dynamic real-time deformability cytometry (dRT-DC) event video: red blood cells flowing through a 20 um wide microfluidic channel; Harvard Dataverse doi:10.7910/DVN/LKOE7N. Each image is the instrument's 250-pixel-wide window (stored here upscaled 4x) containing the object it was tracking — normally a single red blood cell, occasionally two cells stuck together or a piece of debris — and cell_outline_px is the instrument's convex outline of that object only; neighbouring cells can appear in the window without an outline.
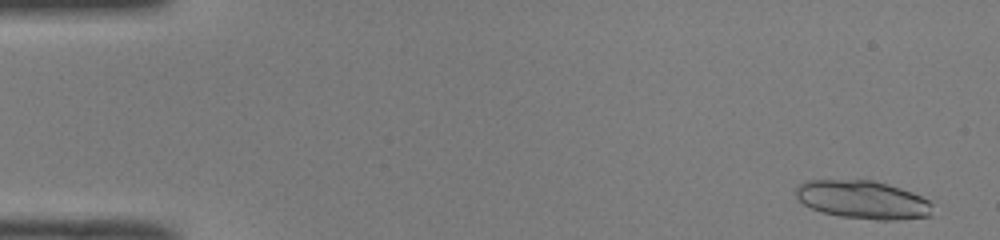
{"species": "common noctule bat (a hibernating species)", "species_latin": "Nyctalus noctula", "temperature_condition": "room temperature", "stored_images_in_passage": 26, "camera_frame_rate_fps": 3000, "um_per_image_px": 0.085, "animal": {"sex": "male", "body_mass_g": 19.0, "forearm_length_mm": 50.8}, "frame": {"image": 1, "passage_image": 1, "time_ms": 0.0, "image_size_px": [1000, 240], "cell_outline_px": [[932, 204], [928, 216], [896, 220], [876, 220], [840, 216], [824, 212], [812, 208], [804, 204], [796, 196], [796, 188], [800, 184], [808, 180], [872, 180], [888, 184], [912, 192], [928, 200]], "centroid_in_image_um": [73.33, 16.97], "position_along_channel_um": 11.7, "area_um2": 30.11}}